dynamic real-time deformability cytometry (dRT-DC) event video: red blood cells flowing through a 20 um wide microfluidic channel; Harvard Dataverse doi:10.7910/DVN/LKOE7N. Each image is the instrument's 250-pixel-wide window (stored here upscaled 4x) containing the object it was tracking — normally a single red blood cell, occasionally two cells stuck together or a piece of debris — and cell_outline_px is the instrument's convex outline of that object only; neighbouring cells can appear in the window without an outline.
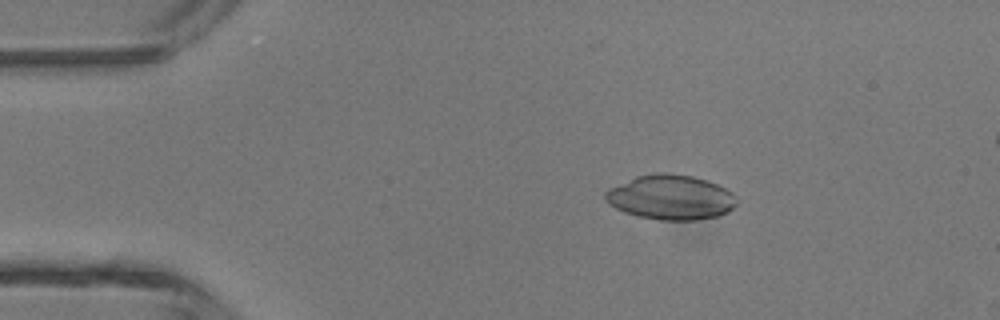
{"species": "common noctule bat (a hibernating species)", "species_latin": "Nyctalus noctula", "temperature_condition": "room temperature", "stored_images_in_passage": 13, "camera_frame_rate_fps": 3000, "um_per_image_px": 0.085, "animal": {"sex": "male", "body_mass_g": 13.3}, "frame": {"image": 1, "passage_image": 8, "time_ms": 2.333, "image_size_px": [1000, 320], "cell_outline_px": [[736, 204], [728, 212], [716, 216], [696, 220], [660, 220], [636, 216], [624, 212], [608, 204], [604, 200], [604, 192], [608, 188], [636, 176], [656, 172], [664, 172], [692, 176], [708, 180], [732, 192], [736, 196]], "centroid_in_image_um": [56.97, 16.77], "position_along_channel_um": 28.0, "area_um2": 34.51}}